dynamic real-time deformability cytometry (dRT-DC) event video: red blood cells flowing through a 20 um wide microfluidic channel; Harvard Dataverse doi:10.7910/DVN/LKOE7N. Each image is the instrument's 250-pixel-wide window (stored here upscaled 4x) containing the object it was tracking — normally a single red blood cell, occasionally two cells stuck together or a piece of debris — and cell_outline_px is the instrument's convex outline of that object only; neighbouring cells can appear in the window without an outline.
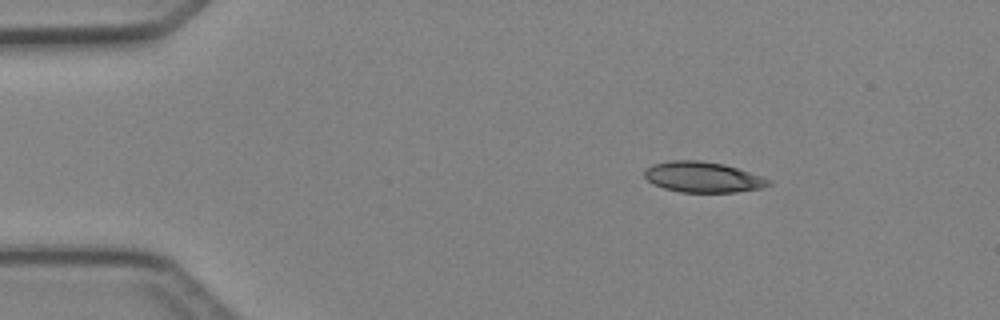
{"species": "Egyptian fruit bat (a non-hibernating species)", "species_latin": "Rousettus aegyptiacus", "temperature_condition": "cold", "stored_images_in_passage": 24, "camera_frame_rate_fps": 3000, "um_per_image_px": 0.085, "animal": {"sex": "female"}, "frame": {"image": 1, "passage_image": 1, "time_ms": 0.0, "image_size_px": [1000, 320], "cell_outline_px": [[772, 184], [760, 188], [736, 192], [680, 192], [664, 188], [652, 184], [644, 176], [644, 172], [652, 164], [672, 160], [700, 160], [724, 164], [772, 180]], "centroid_in_image_um": [59.73, 15.05], "position_along_channel_um": 25.3, "area_um2": 22.02}}
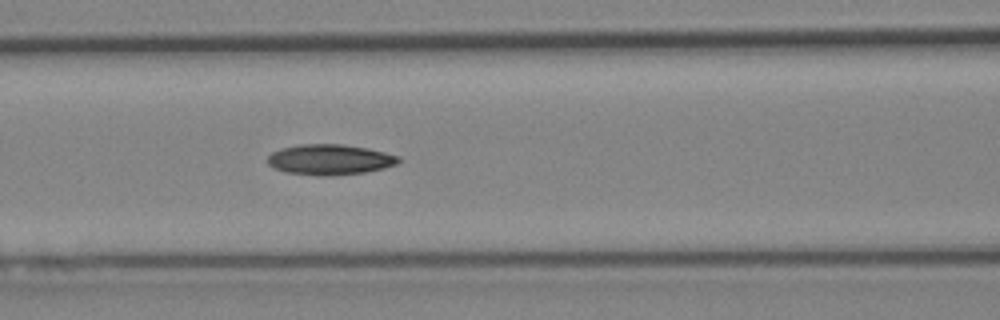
{"frame": {"image": 2, "passage_image": 14, "time_ms": 4.333, "image_size_px": [1000, 320], "cell_outline_px": [[400, 160], [396, 164], [384, 168], [364, 172], [332, 176], [316, 176], [284, 172], [272, 168], [268, 164], [268, 156], [272, 152], [280, 148], [300, 144], [340, 144], [368, 148], [400, 156]], "centroid_in_image_um": [28.0, 13.57], "position_along_channel_um": 138.6, "area_um2": 23.47}}
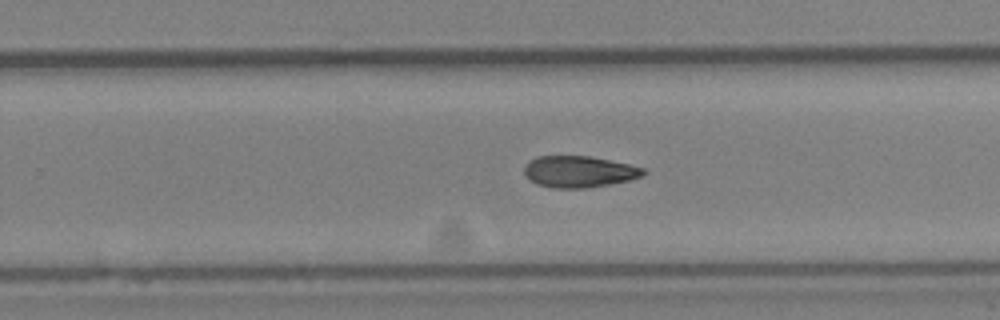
{"frame": {"image": 3, "passage_image": 24, "time_ms": 7.667, "image_size_px": [1000, 320], "cell_outline_px": [[644, 172], [640, 176], [628, 180], [608, 184], [584, 188], [552, 188], [536, 184], [524, 176], [524, 164], [528, 160], [536, 156], [588, 156], [628, 164], [644, 168]], "centroid_in_image_um": [49.11, 14.59], "position_along_channel_um": 280.7, "area_um2": 21.73}}